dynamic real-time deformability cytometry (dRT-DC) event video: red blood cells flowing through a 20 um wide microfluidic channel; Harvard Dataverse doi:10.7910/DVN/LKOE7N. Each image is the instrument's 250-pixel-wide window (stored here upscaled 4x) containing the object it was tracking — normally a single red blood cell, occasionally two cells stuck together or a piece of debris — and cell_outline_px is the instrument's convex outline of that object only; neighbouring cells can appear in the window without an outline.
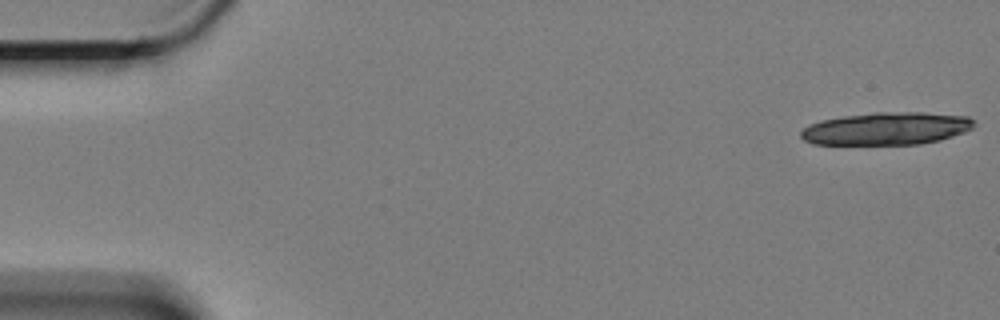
{"species": "Egyptian fruit bat (a non-hibernating species)", "species_latin": "Rousettus aegyptiacus", "temperature_condition": "cold", "stored_images_in_passage": 19, "camera_frame_rate_fps": 3000, "um_per_image_px": 0.085, "animal": {"sex": "female"}, "frame": {"image": 1, "passage_image": 1, "time_ms": 0.0, "image_size_px": [1000, 320], "cell_outline_px": [[976, 124], [972, 128], [964, 132], [940, 140], [920, 144], [812, 144], [804, 140], [800, 136], [800, 132], [808, 124], [824, 120], [844, 116], [876, 112], [924, 112], [968, 116]], "centroid_in_image_um": [75.36, 10.92], "position_along_channel_um": 9.6, "area_um2": 32.89}}